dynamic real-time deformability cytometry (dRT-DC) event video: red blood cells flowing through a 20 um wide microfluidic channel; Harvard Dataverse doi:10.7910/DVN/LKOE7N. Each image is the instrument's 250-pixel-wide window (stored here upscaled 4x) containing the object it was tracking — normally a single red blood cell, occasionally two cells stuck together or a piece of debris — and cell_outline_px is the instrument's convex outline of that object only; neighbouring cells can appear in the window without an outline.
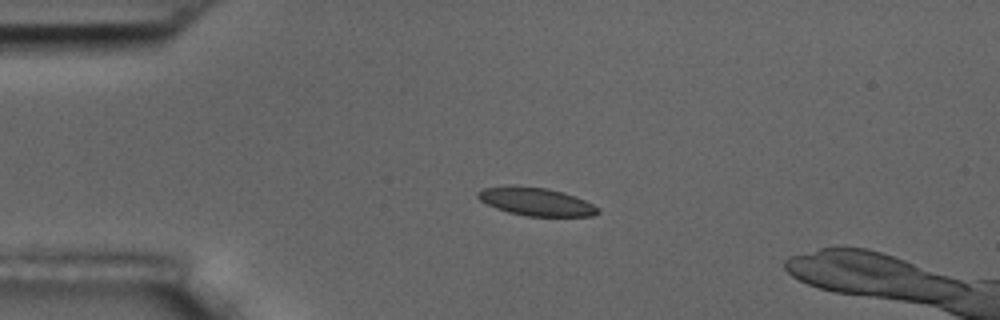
{"species": "common noctule bat (a hibernating species)", "species_latin": "Nyctalus noctula", "temperature_condition": "room temperature", "stored_images_in_passage": 5, "camera_frame_rate_fps": 3000, "um_per_image_px": 0.085, "animal": {"sex": "male", "body_mass_g": 17.5, "forearm_length_mm": 52.3}, "frame": {"image": 1, "passage_image": 3, "time_ms": 2.333, "image_size_px": [1000, 320], "cell_outline_px": [[600, 212], [592, 216], [524, 216], [508, 212], [496, 208], [480, 200], [476, 196], [476, 192], [484, 188], [512, 184], [544, 188], [564, 192], [584, 200], [600, 208]], "centroid_in_image_um": [45.54, 17.13], "position_along_channel_um": 39.5, "area_um2": 19.77}}